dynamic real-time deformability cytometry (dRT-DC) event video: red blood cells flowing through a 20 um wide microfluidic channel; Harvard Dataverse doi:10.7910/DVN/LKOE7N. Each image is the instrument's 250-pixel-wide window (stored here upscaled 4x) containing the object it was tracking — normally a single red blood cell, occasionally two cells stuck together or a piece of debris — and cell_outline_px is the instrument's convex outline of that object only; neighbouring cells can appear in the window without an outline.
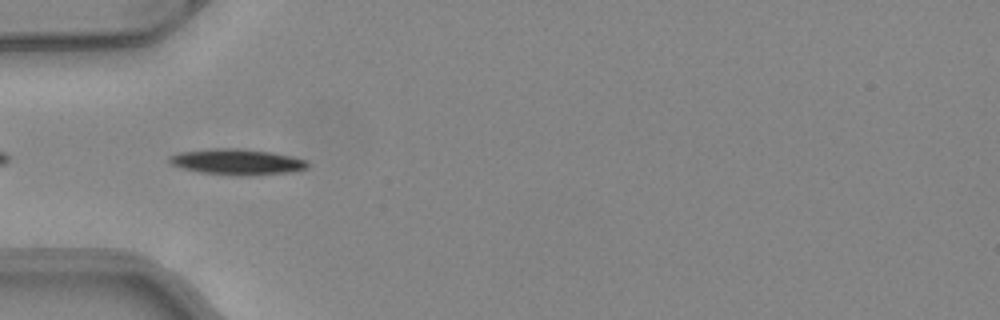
{"species": "common noctule bat (a hibernating species)", "species_latin": "Nyctalus noctula", "temperature_condition": "warm", "stored_images_in_passage": 36, "camera_frame_rate_fps": 3000, "um_per_image_px": 0.085, "animal": {"sex": "female", "body_mass_g": 24.6, "forearm_length_mm": 56.2}, "frame": {"image": 1, "passage_image": 2, "time_ms": 0.333, "image_size_px": [1000, 320], "cell_outline_px": [[308, 168], [292, 172], [200, 172], [184, 168], [172, 164], [168, 160], [168, 156], [180, 152], [212, 148], [240, 148], [272, 152], [292, 156], [304, 160], [308, 164]], "centroid_in_image_um": [20.11, 13.68], "position_along_channel_um": 64.9, "area_um2": 19.42}}
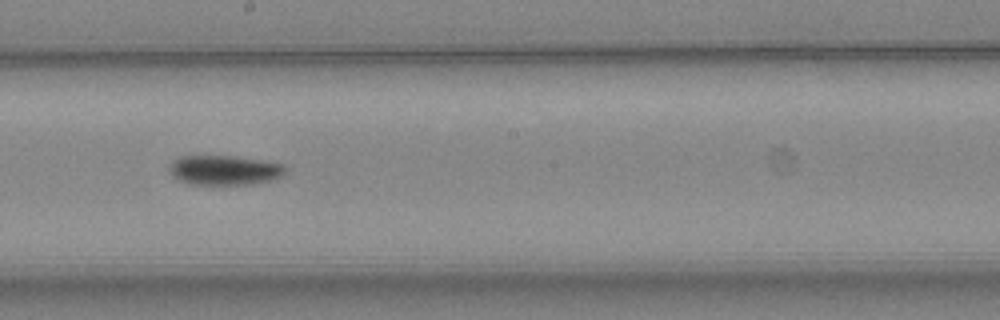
{"frame": {"image": 2, "passage_image": 14, "time_ms": 4.333, "image_size_px": [1000, 320], "cell_outline_px": [[284, 176], [272, 180], [256, 184], [188, 184], [172, 176], [168, 168], [172, 160], [180, 156], [232, 156], [284, 164]], "centroid_in_image_um": [19.05, 14.47], "position_along_channel_um": 229.1, "area_um2": 20.06}}
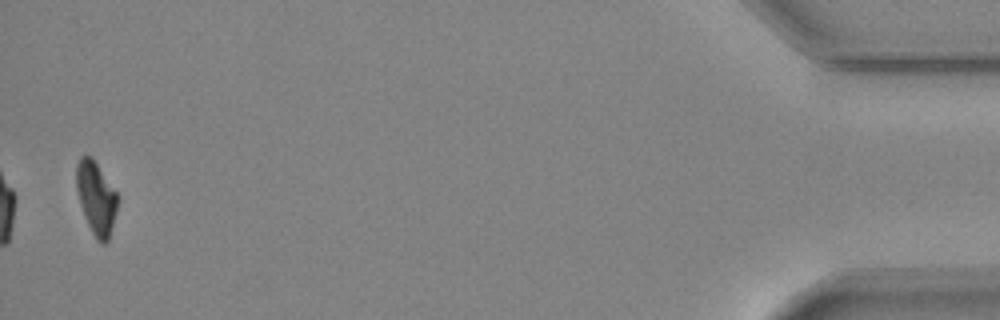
{"frame": {"image": 3, "passage_image": 35, "time_ms": 11.333, "image_size_px": [1000, 320], "cell_outline_px": [[120, 196], [116, 212], [108, 240], [104, 244], [100, 244], [96, 240], [84, 216], [80, 204], [76, 188], [76, 164], [80, 156], [92, 156]], "centroid_in_image_um": [8.18, 16.81], "position_along_channel_um": 427.0, "area_um2": 17.74}, "authors_computed_cell_mechanics": {"area_um2": 19.5653, "velocity_mm_per_s": 4.1172, "shape_relaxation_time_tau1_ms": 2.1322, "shape_relaxation_time_tau2_ms": null, "deformation_change_tau1": 0.1538, "deformation_change_tau2": null}}